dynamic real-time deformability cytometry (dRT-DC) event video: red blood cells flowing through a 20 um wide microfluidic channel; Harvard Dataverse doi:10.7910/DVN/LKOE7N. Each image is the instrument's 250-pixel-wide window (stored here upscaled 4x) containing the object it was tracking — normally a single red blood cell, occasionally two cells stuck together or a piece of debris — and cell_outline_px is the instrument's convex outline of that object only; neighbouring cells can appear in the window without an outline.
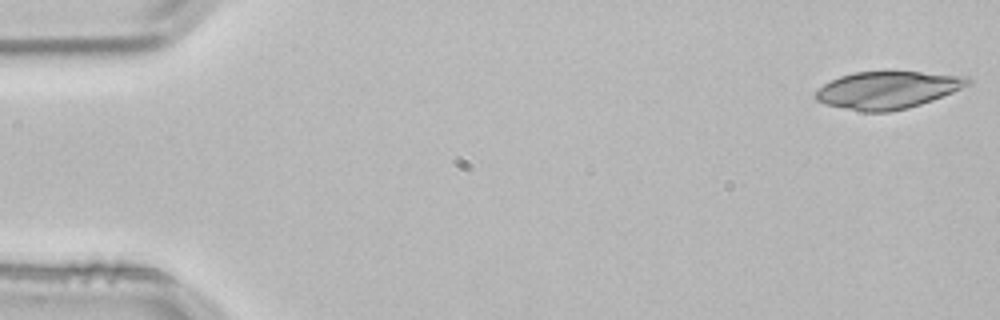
{"species": "common noctule bat (a hibernating species)", "species_latin": "Nyctalus noctula", "temperature_condition": "room temperature", "stored_images_in_passage": 4, "camera_frame_rate_fps": 3000, "um_per_image_px": 0.085, "animal": {"sex": "male", "body_mass_g": 21.5, "forearm_length_mm": 52.0}, "frame": {"image": 1, "passage_image": 1, "time_ms": 0.0, "image_size_px": [1000, 320], "cell_outline_px": [[972, 84], [932, 100], [908, 108], [888, 112], [860, 112], [824, 104], [816, 100], [812, 96], [824, 84], [840, 76], [856, 72], [920, 72], [968, 76], [972, 80]], "centroid_in_image_um": [75.45, 7.66], "position_along_channel_um": 9.6, "area_um2": 33.18}}